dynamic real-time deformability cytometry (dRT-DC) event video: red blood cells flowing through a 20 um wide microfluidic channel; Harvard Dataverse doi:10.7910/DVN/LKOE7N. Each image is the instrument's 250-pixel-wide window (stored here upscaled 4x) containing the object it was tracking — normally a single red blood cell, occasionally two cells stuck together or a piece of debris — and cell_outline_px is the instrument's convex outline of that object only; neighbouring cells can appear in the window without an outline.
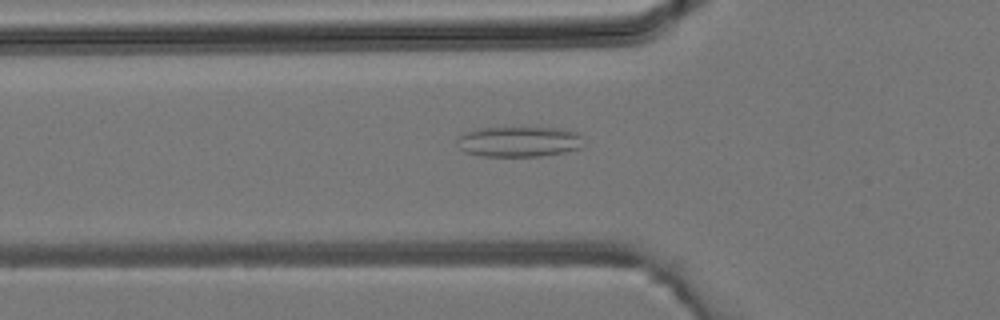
{"species": "common noctule bat (a hibernating species)", "species_latin": "Nyctalus noctula", "temperature_condition": "room temperature", "stored_images_in_passage": 41, "camera_frame_rate_fps": 3000, "um_per_image_px": 0.085, "animal": {"sex": "male", "body_mass_g": 19.2, "forearm_length_mm": 51.8}, "frame": {"image": 1, "passage_image": 13, "time_ms": 4.0, "image_size_px": [1000, 320], "cell_outline_px": [[580, 148], [564, 152], [540, 156], [480, 156], [464, 152], [460, 148], [456, 140], [456, 136], [464, 132], [480, 128], [560, 128], [576, 132], [580, 136]], "centroid_in_image_um": [44.03, 12.04], "position_along_channel_um": 81.8, "area_um2": 22.31}}
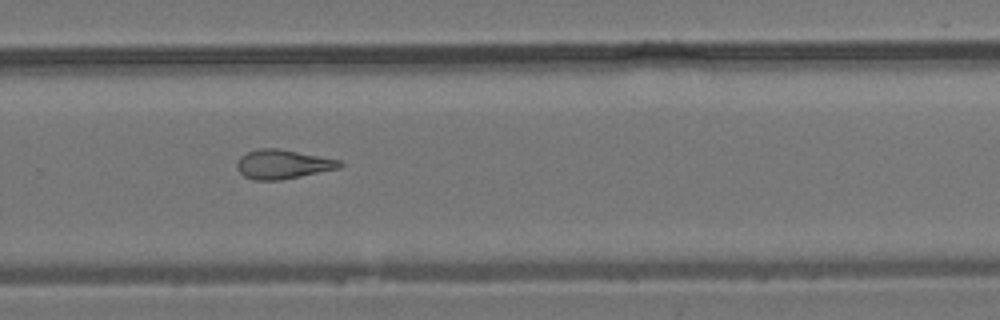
{"frame": {"image": 2, "passage_image": 27, "time_ms": 8.667, "image_size_px": [1000, 320], "cell_outline_px": [[344, 164], [340, 168], [280, 180], [252, 180], [244, 176], [236, 168], [236, 164], [240, 156], [248, 152], [260, 148], [280, 148], [340, 160]], "centroid_in_image_um": [24.02, 13.96], "position_along_channel_um": 305.8, "area_um2": 17.51}}
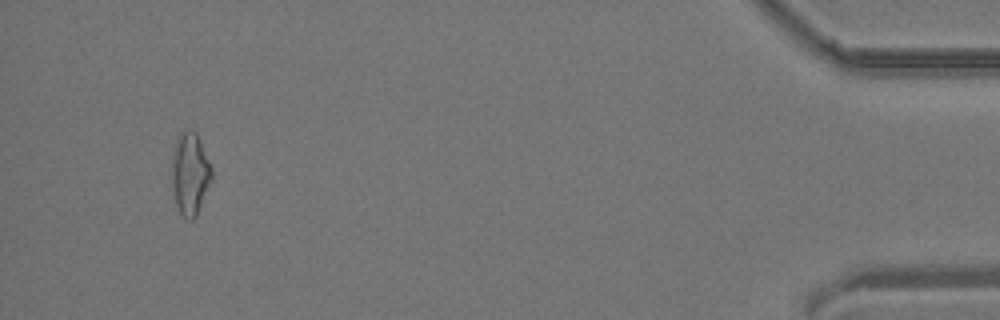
{"frame": {"image": 3, "passage_image": 39, "time_ms": 12.667, "image_size_px": [1000, 320], "cell_outline_px": [[212, 180], [196, 216], [192, 220], [188, 220], [180, 212], [176, 204], [172, 192], [172, 156], [176, 136], [184, 128], [196, 132], [200, 140], [212, 168]], "centroid_in_image_um": [16.14, 14.73], "position_along_channel_um": 419.1, "area_um2": 19.36}}